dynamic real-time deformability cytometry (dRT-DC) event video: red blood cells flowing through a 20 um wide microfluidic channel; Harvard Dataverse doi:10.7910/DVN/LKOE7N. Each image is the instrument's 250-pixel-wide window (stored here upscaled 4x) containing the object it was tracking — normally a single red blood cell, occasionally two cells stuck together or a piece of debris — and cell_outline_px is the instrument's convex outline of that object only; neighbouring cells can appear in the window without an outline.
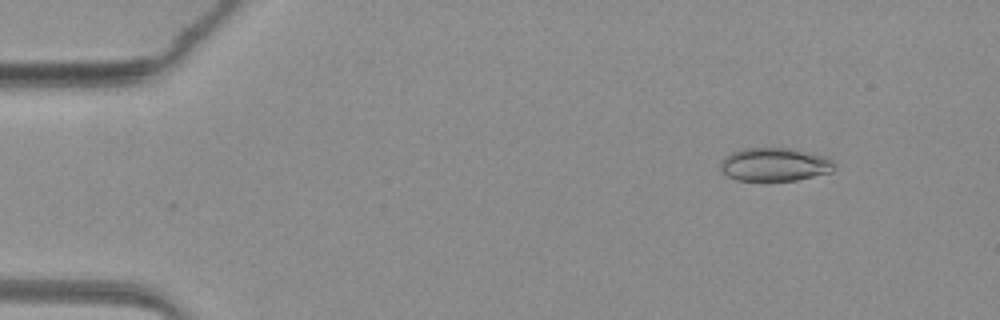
{"species": "common noctule bat (a hibernating species)", "species_latin": "Nyctalus noctula", "temperature_condition": "warm", "stored_images_in_passage": 48, "camera_frame_rate_fps": 3000, "um_per_image_px": 0.085, "animal": {"sex": "female", "body_mass_g": 19.3, "forearm_length_mm": 54.1}, "frame": {"image": 1, "passage_image": 6, "time_ms": 1.667, "image_size_px": [1000, 320], "cell_outline_px": [[832, 172], [796, 180], [736, 180], [728, 176], [720, 168], [720, 160], [732, 152], [744, 148], [788, 148], [828, 156], [832, 160]], "centroid_in_image_um": [65.83, 13.97], "position_along_channel_um": 19.2, "area_um2": 21.96}}
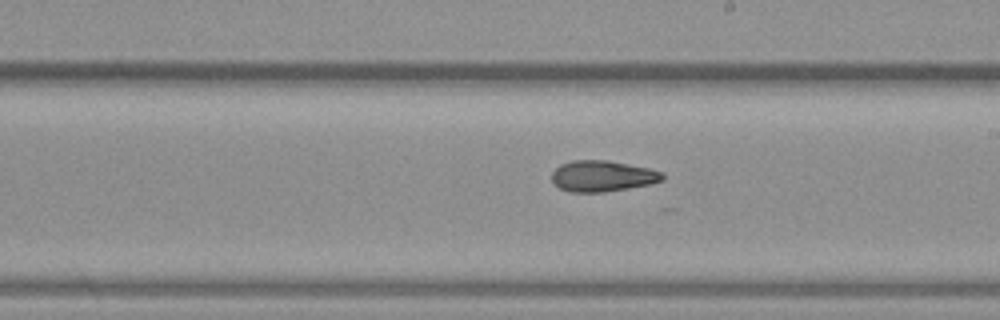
{"frame": {"image": 2, "passage_image": 28, "time_ms": 9.0, "image_size_px": [1000, 320], "cell_outline_px": [[664, 180], [652, 184], [604, 192], [568, 192], [552, 184], [552, 172], [560, 164], [572, 160], [608, 160], [652, 168], [664, 172]], "centroid_in_image_um": [51.23, 14.96], "position_along_channel_um": 237.8, "area_um2": 20.4}}
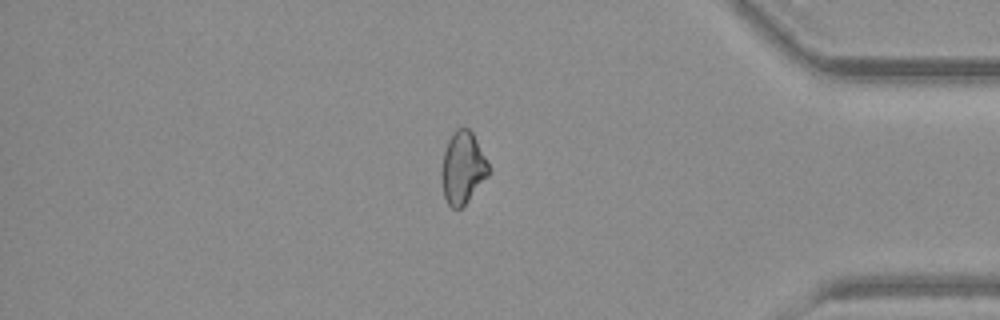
{"frame": {"image": 3, "passage_image": 41, "time_ms": 13.333, "image_size_px": [1000, 320], "cell_outline_px": [[488, 176], [468, 200], [460, 208], [452, 208], [448, 204], [444, 196], [440, 176], [440, 172], [444, 152], [448, 140], [452, 132], [456, 128], [468, 128], [472, 132], [488, 164]], "centroid_in_image_um": [39.29, 14.26], "position_along_channel_um": 395.9, "area_um2": 19.54}}